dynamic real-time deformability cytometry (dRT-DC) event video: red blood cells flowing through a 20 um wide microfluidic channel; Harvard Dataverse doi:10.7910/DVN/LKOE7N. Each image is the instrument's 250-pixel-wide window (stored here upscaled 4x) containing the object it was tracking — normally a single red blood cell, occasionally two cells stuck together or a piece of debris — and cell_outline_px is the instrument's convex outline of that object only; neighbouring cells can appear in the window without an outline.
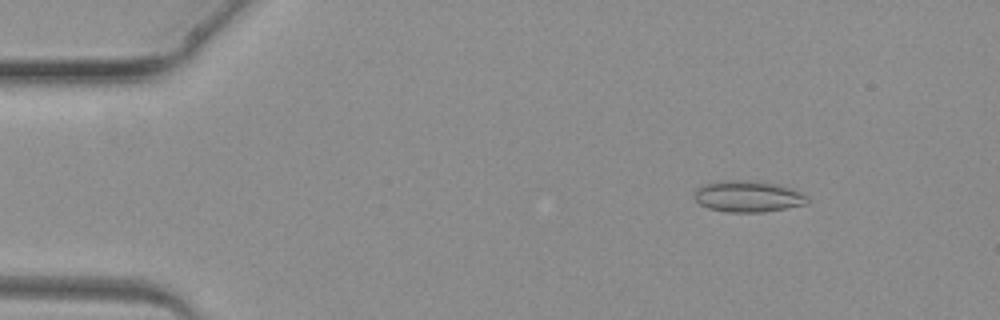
{"species": "common noctule bat (a hibernating species)", "species_latin": "Nyctalus noctula", "temperature_condition": "warm", "stored_images_in_passage": 4, "camera_frame_rate_fps": 3000, "um_per_image_px": 0.085, "animal": {"sex": "female", "body_mass_g": 19.3, "forearm_length_mm": 54.1}, "frame": {"image": 1, "passage_image": 2, "time_ms": 1.333, "image_size_px": [1000, 320], "cell_outline_px": [[808, 204], [764, 212], [728, 212], [708, 208], [700, 204], [692, 196], [696, 188], [704, 184], [720, 180], [740, 180], [776, 184], [792, 188], [808, 196]], "centroid_in_image_um": [63.56, 16.7], "position_along_channel_um": 21.4, "area_um2": 20.69}}